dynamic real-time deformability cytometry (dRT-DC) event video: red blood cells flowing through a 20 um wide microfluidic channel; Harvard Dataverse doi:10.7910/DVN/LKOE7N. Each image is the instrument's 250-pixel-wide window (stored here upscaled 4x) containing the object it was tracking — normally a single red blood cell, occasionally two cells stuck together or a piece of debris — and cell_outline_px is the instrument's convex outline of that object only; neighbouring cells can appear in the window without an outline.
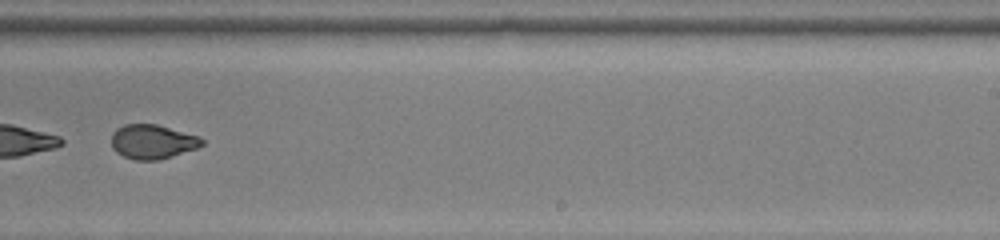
{"species": "common noctule bat (a hibernating species)", "species_latin": "Nyctalus noctula", "temperature_condition": "room temperature", "stored_images_in_passage": 38, "camera_frame_rate_fps": 3000, "um_per_image_px": 0.085, "animal": {"sex": "female", "body_mass_g": 22.0, "forearm_length_mm": 56.7}, "frame": {"image": 1, "passage_image": 22, "time_ms": 7.0, "image_size_px": [1000, 240], "cell_outline_px": [[204, 144], [196, 148], [160, 160], [136, 160], [124, 156], [116, 152], [112, 148], [112, 132], [116, 128], [124, 124], [156, 124], [200, 136], [204, 140]], "centroid_in_image_um": [12.96, 12.04], "position_along_channel_um": 276.0, "area_um2": 18.15}, "authors_computed_cell_mechanics": {"area_um2": 19.4497, "velocity_mm_per_s": 4.0202, "shape_relaxation_time_tau1_ms": null, "shape_relaxation_time_tau2_ms": 1.1908, "deformation_change_tau1": null, "deformation_change_tau2": 0.0672}}